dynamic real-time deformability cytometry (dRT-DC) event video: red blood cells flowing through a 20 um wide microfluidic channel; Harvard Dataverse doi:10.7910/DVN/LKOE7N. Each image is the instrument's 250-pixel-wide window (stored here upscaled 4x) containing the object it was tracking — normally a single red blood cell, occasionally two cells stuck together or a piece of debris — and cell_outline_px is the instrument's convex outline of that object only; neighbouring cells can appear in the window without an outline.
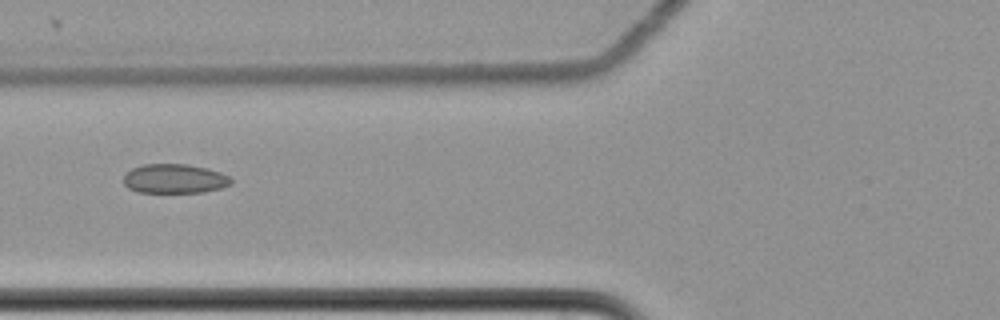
{"species": "common noctule bat (a hibernating species)", "species_latin": "Nyctalus noctula", "temperature_condition": "cold", "stored_images_in_passage": 8, "camera_frame_rate_fps": 3000, "um_per_image_px": 0.085, "animal": {"sex": "female", "body_mass_g": 22.7, "forearm_length_mm": 54.2}, "frame": {"image": 1, "passage_image": 7, "time_ms": 2.0, "image_size_px": [1000, 320], "cell_outline_px": [[232, 184], [220, 188], [204, 192], [136, 192], [128, 188], [124, 184], [124, 176], [132, 168], [144, 164], [188, 164], [208, 168], [220, 172], [228, 176], [232, 180]], "centroid_in_image_um": [14.84, 15.19], "position_along_channel_um": 111.0, "area_um2": 18.38}}
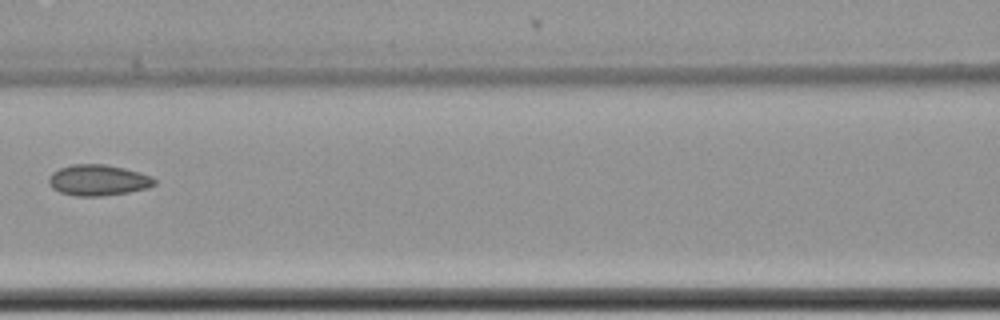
{"frame": {"image": 2, "passage_image": 8, "time_ms": 2.333, "image_size_px": [1000, 320], "cell_outline_px": [[156, 184], [148, 188], [128, 192], [100, 196], [76, 196], [60, 192], [52, 188], [48, 184], [48, 176], [52, 172], [60, 168], [72, 164], [104, 164], [124, 168], [140, 172], [152, 176], [156, 180]], "centroid_in_image_um": [8.33, 15.31], "position_along_channel_um": 158.3, "area_um2": 19.19}}